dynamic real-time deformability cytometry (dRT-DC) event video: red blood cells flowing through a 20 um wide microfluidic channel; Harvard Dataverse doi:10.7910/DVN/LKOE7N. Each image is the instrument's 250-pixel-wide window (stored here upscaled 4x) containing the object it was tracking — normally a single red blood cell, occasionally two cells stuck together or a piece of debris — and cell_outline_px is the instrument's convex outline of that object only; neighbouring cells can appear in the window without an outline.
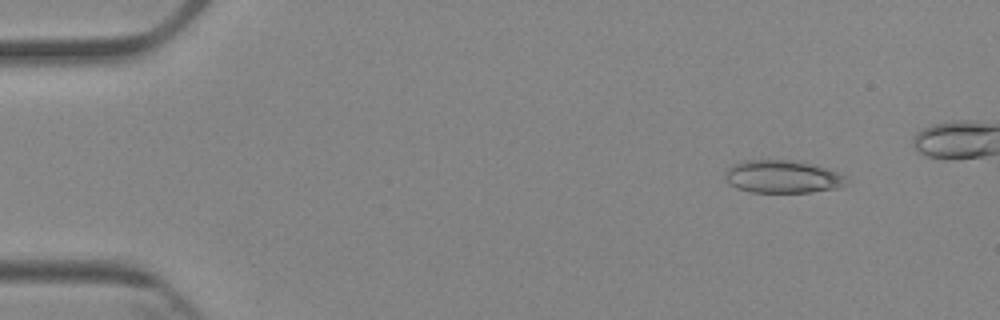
{"species": "Egyptian fruit bat (a non-hibernating species)", "species_latin": "Rousettus aegyptiacus", "temperature_condition": "cold", "stored_images_in_passage": 6, "camera_frame_rate_fps": 3000, "um_per_image_px": 0.085, "animal": {"sex": "female"}, "frame": {"image": 1, "passage_image": 2, "time_ms": 1.333, "image_size_px": [1000, 320], "cell_outline_px": [[848, 184], [836, 188], [812, 192], [752, 192], [736, 188], [724, 176], [724, 172], [732, 164], [744, 160], [792, 160], [812, 164], [848, 176]], "centroid_in_image_um": [66.52, 15.02], "position_along_channel_um": 18.5, "area_um2": 23.18}}